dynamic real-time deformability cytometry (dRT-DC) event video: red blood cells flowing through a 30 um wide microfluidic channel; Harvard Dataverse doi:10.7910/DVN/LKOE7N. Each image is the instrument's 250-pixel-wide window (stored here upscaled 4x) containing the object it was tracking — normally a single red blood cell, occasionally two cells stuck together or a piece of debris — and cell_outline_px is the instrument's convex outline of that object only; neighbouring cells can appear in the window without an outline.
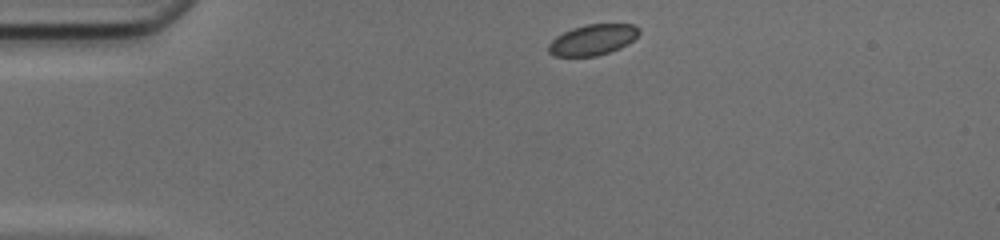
{"species": "common noctule bat (a hibernating species)", "species_latin": "Nyctalus noctula", "temperature_condition": "cold", "stored_images_in_passage": 40, "camera_frame_rate_fps": 3000, "um_per_image_px": 0.085, "animal": {"sex": "female", "body_mass_g": 17.0, "forearm_length_mm": 48.0}, "frame": {"image": 1, "passage_image": 1, "time_ms": 0.0, "image_size_px": [1000, 240], "cell_outline_px": [[640, 32], [628, 44], [620, 48], [596, 56], [552, 56], [548, 52], [548, 44], [556, 36], [572, 28], [588, 24], [632, 24], [640, 28]], "centroid_in_image_um": [50.36, 3.38], "position_along_channel_um": 34.6, "area_um2": 16.18}}
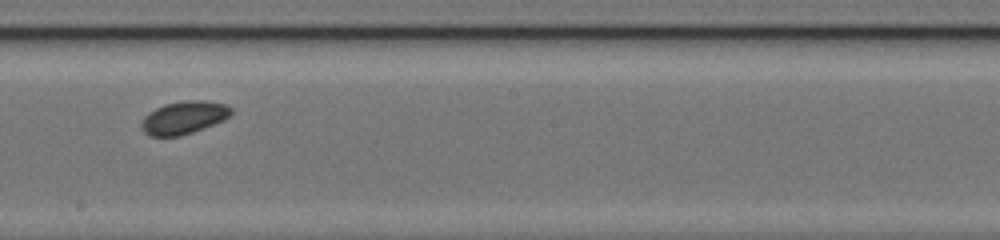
{"frame": {"image": 2, "passage_image": 19, "time_ms": 6.0, "image_size_px": [1000, 240], "cell_outline_px": [[232, 112], [224, 120], [192, 132], [180, 136], [152, 136], [144, 132], [140, 124], [144, 116], [148, 112], [164, 104], [184, 100], [208, 100], [224, 104], [232, 108]], "centroid_in_image_um": [15.61, 9.98], "position_along_channel_um": 232.6, "area_um2": 17.17}}
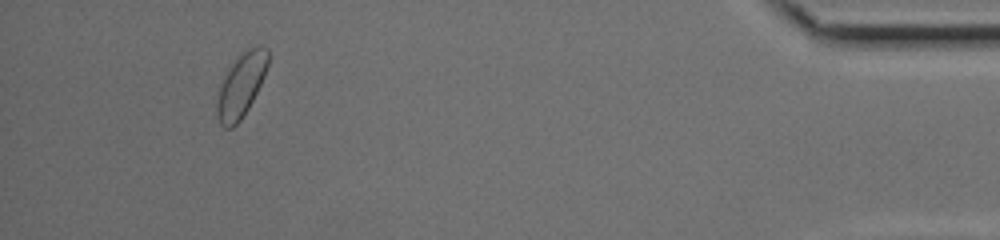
{"frame": {"image": 3, "passage_image": 37, "time_ms": 12.0, "image_size_px": [1000, 240], "cell_outline_px": [[268, 64], [264, 76], [248, 108], [240, 120], [232, 128], [224, 128], [220, 124], [216, 112], [216, 104], [220, 88], [232, 64], [248, 48], [260, 44], [268, 48]], "centroid_in_image_um": [20.51, 7.25], "position_along_channel_um": 414.7, "area_um2": 18.38}, "authors_computed_cell_mechanics": {"area_um2": 17.1955, "velocity_mm_per_s": 4.1243, "shape_relaxation_time_tau1_ms": 3.9275, "shape_relaxation_time_tau2_ms": null, "deformation_change_tau1": 0.0337, "deformation_change_tau2": null}}